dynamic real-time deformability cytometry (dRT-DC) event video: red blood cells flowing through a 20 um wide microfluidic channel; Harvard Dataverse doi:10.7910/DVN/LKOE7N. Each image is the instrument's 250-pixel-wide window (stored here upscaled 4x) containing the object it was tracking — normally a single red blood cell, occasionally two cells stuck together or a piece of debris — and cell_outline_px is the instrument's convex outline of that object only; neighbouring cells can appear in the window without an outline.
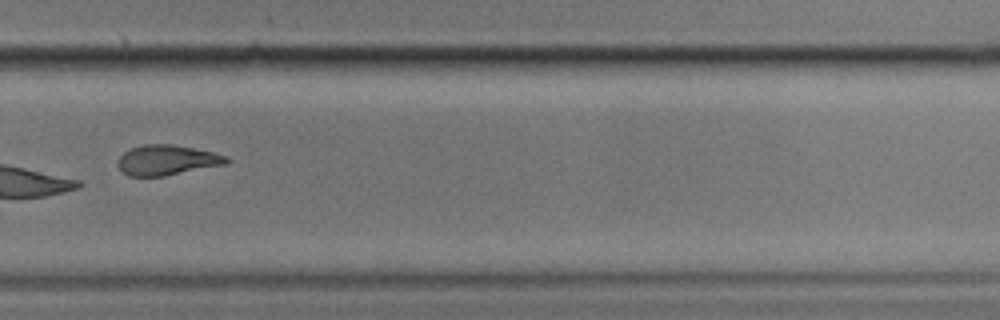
{"species": "common noctule bat (a hibernating species)", "species_latin": "Nyctalus noctula", "temperature_condition": "cold", "stored_images_in_passage": 14, "camera_frame_rate_fps": 3000, "um_per_image_px": 0.085, "animal": {"sex": "male", "body_mass_g": 17.9}, "frame": {"image": 1, "passage_image": 10, "time_ms": 11.667, "image_size_px": [1000, 320], "cell_outline_px": [[232, 160], [228, 164], [164, 176], [128, 176], [116, 164], [120, 156], [124, 152], [132, 148], [144, 144], [172, 144], [212, 152], [228, 156]], "centroid_in_image_um": [14.23, 13.61], "position_along_channel_um": 315.6, "area_um2": 19.13}, "authors_computed_cell_mechanics": {"area_um2": 20.3167, "velocity_mm_per_s": 3.4655, "shape_relaxation_time_tau1_ms": 4.489, "shape_relaxation_time_tau2_ms": 4.6517, "deformation_change_tau1": 0.146, "deformation_change_tau2": 0.1282}}